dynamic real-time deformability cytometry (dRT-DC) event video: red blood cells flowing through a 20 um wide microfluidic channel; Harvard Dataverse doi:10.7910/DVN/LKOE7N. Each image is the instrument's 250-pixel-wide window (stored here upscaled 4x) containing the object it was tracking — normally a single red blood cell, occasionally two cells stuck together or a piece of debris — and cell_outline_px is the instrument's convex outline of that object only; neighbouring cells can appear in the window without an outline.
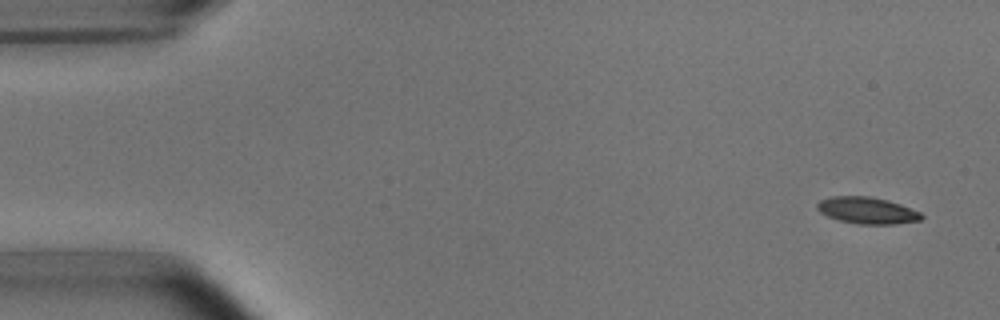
{"species": "common noctule bat (a hibernating species)", "species_latin": "Nyctalus noctula", "temperature_condition": "room temperature", "stored_images_in_passage": 5, "camera_frame_rate_fps": 3000, "um_per_image_px": 0.085, "animal": {"sex": "male", "body_mass_g": 15.6}, "frame": {"image": 1, "passage_image": 1, "time_ms": 0.0, "image_size_px": [1000, 320], "cell_outline_px": [[924, 216], [920, 220], [892, 224], [860, 224], [840, 220], [828, 216], [820, 212], [816, 208], [816, 204], [820, 200], [832, 196], [872, 196], [888, 200], [900, 204], [920, 212]], "centroid_in_image_um": [73.69, 17.87], "position_along_channel_um": 11.3, "area_um2": 16.13}}
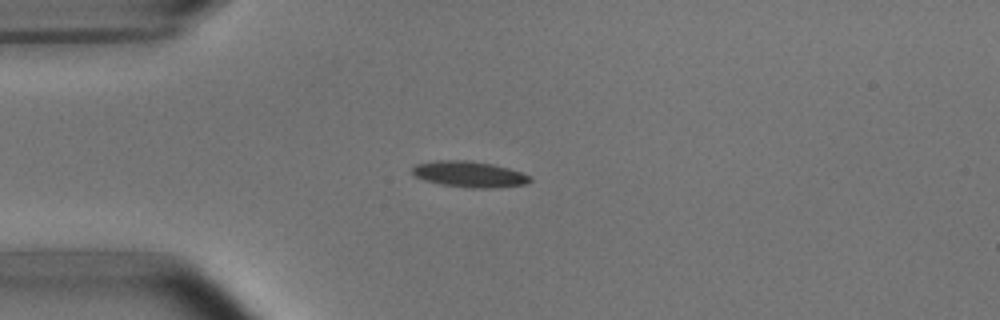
{"frame": {"image": 2, "passage_image": 4, "time_ms": 3.667, "image_size_px": [1000, 320], "cell_outline_px": [[532, 180], [524, 184], [500, 188], [472, 188], [440, 184], [424, 180], [412, 176], [412, 168], [416, 164], [436, 160], [468, 160], [492, 164], [508, 168], [532, 176]], "centroid_in_image_um": [39.87, 14.81], "position_along_channel_um": 45.1, "area_um2": 17.98}}